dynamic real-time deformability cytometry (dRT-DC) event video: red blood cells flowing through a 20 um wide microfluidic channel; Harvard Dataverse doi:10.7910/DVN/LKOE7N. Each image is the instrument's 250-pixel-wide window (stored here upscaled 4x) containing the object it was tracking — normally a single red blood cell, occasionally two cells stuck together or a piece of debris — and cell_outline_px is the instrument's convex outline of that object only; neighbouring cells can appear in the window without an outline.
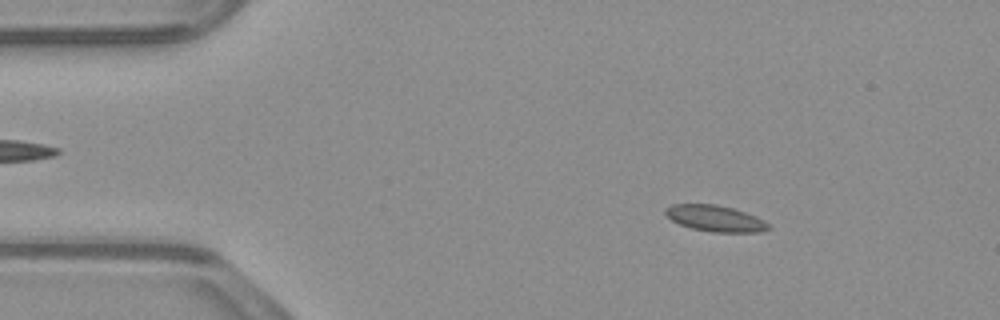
{"species": "common noctule bat (a hibernating species)", "species_latin": "Nyctalus noctula", "temperature_condition": "warm", "stored_images_in_passage": 49, "camera_frame_rate_fps": 3000, "um_per_image_px": 0.085, "animal": {"sex": "male", "body_mass_g": 23.1, "forearm_length_mm": 52.7}, "frame": {"image": 1, "passage_image": 4, "time_ms": 1.0, "image_size_px": [1000, 320], "cell_outline_px": [[772, 228], [764, 232], [712, 232], [692, 228], [680, 224], [672, 220], [664, 212], [664, 208], [672, 204], [716, 204], [732, 208], [756, 216], [764, 220]], "centroid_in_image_um": [60.82, 18.57], "position_along_channel_um": 24.2, "area_um2": 15.72}}
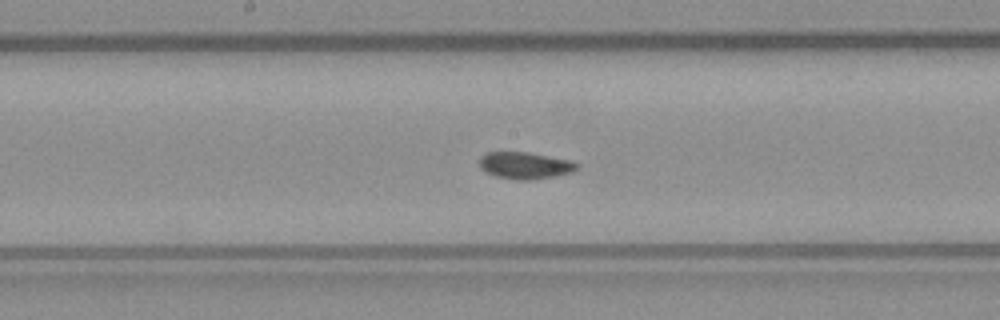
{"frame": {"image": 2, "passage_image": 23, "time_ms": 7.333, "image_size_px": [1000, 320], "cell_outline_px": [[580, 164], [572, 172], [556, 176], [532, 180], [516, 180], [496, 176], [480, 168], [480, 156], [488, 152], [528, 152], [572, 160]], "centroid_in_image_um": [44.66, 14.06], "position_along_channel_um": 203.5, "area_um2": 15.32}}
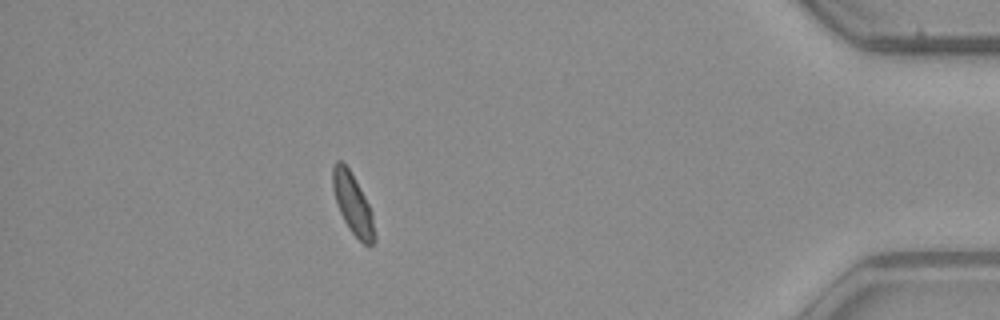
{"frame": {"image": 3, "passage_image": 43, "time_ms": 14.0, "image_size_px": [1000, 320], "cell_outline_px": [[376, 240], [372, 244], [364, 244], [348, 228], [340, 212], [332, 188], [332, 168], [336, 160], [340, 160], [348, 168], [364, 196], [372, 212], [376, 236]], "centroid_in_image_um": [29.99, 17.35], "position_along_channel_um": 405.2, "area_um2": 14.51}, "authors_computed_cell_mechanics": {"area_um2": 15.2014, "velocity_mm_per_s": 3.8684, "shape_relaxation_time_tau1_ms": null, "shape_relaxation_time_tau2_ms": 2.6575, "deformation_change_tau1": null, "deformation_change_tau2": 0.051}}